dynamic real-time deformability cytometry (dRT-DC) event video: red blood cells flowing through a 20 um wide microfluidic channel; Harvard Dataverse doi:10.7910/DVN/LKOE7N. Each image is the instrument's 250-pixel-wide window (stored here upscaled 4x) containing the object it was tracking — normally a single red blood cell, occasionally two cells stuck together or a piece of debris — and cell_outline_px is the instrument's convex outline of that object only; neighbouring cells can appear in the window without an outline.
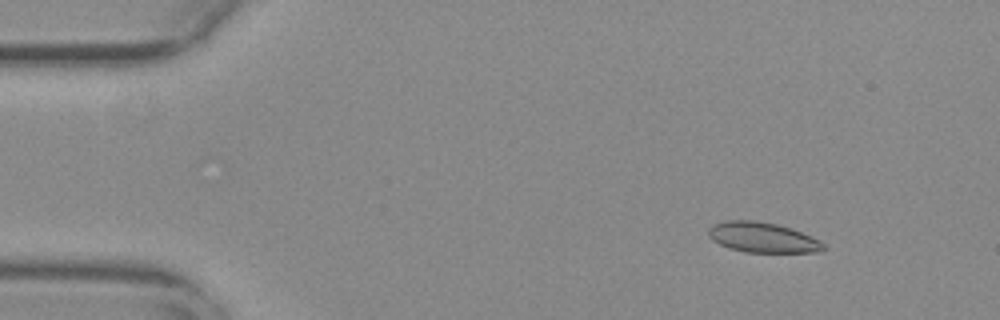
{"species": "common noctule bat (a hibernating species)", "species_latin": "Nyctalus noctula", "temperature_condition": "warm", "stored_images_in_passage": 56, "camera_frame_rate_fps": 3000, "um_per_image_px": 0.085, "animal": {"sex": "female", "body_mass_g": 29.2, "forearm_length_mm": 56.3}, "frame": {"image": 1, "passage_image": 7, "time_ms": 2.0, "image_size_px": [1000, 320], "cell_outline_px": [[828, 248], [820, 252], [744, 252], [728, 248], [712, 240], [708, 236], [708, 228], [712, 224], [724, 220], [756, 220], [776, 224], [812, 236], [820, 240]], "centroid_in_image_um": [64.8, 20.18], "position_along_channel_um": 20.2, "area_um2": 20.4}}
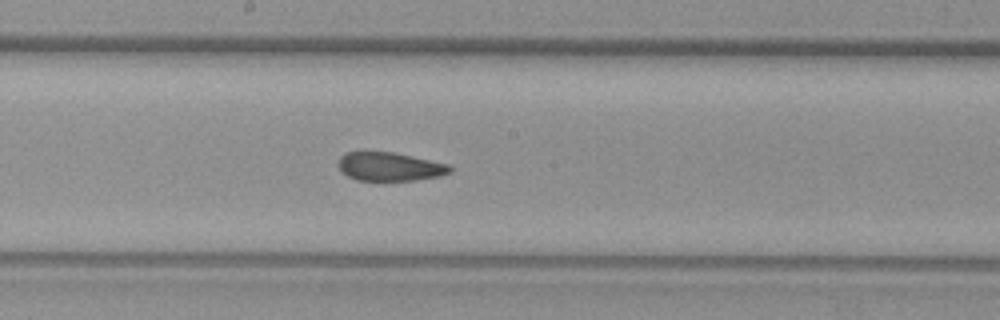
{"frame": {"image": 2, "passage_image": 30, "time_ms": 9.667, "image_size_px": [1000, 320], "cell_outline_px": [[452, 172], [440, 176], [416, 180], [356, 180], [340, 172], [336, 164], [340, 156], [344, 152], [392, 152], [412, 156], [448, 164], [452, 168]], "centroid_in_image_um": [33.08, 14.16], "position_along_channel_um": 215.1, "area_um2": 18.73}}
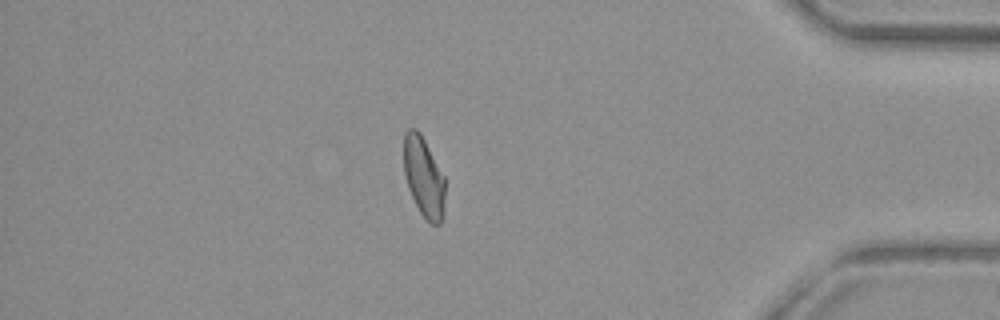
{"frame": {"image": 3, "passage_image": 48, "time_ms": 15.667, "image_size_px": [1000, 320], "cell_outline_px": [[444, 216], [440, 224], [432, 224], [420, 212], [408, 188], [404, 172], [404, 132], [408, 128], [416, 128], [420, 132], [444, 176]], "centroid_in_image_um": [36.01, 15.03], "position_along_channel_um": 399.2, "area_um2": 19.13}, "authors_computed_cell_mechanics": {"area_um2": 20.1144, "velocity_mm_per_s": 3.7333, "shape_relaxation_time_tau1_ms": 9.3268, "shape_relaxation_time_tau2_ms": 1.5648, "deformation_change_tau1": 0.2209, "deformation_change_tau2": 0.0873}}